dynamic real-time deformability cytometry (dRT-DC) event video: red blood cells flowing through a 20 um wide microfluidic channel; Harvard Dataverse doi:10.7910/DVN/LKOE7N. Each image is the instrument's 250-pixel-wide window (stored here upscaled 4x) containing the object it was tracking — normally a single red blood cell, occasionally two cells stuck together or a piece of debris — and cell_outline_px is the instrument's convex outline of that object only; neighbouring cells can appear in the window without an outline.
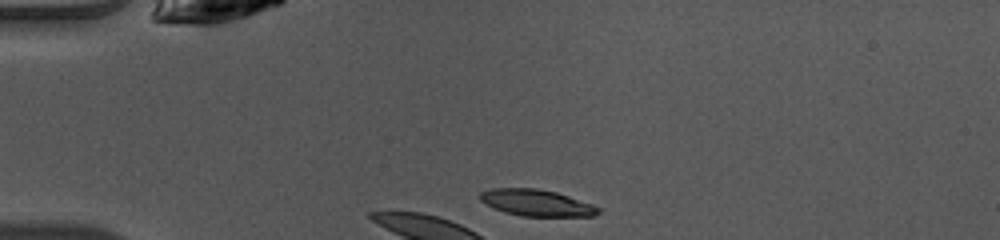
{"species": "common noctule bat (a hibernating species)", "species_latin": "Nyctalus noctula", "temperature_condition": "warm", "stored_images_in_passage": 32, "camera_frame_rate_fps": 3000, "um_per_image_px": 0.085, "animal": {"sex": "female", "body_mass_g": 10.0, "forearm_length_mm": 53.1}, "frame": {"image": 1, "passage_image": 1, "time_ms": 0.0, "image_size_px": [1000, 240], "cell_outline_px": [[600, 212], [592, 216], [524, 216], [504, 212], [484, 204], [480, 200], [480, 192], [492, 188], [536, 188], [556, 192], [592, 204], [600, 208]], "centroid_in_image_um": [45.58, 17.23], "position_along_channel_um": 39.4, "area_um2": 18.21}, "authors_computed_cell_mechanics": {"area_um2": 19.2185, "velocity_mm_per_s": 4.0565, "shape_relaxation_time_tau1_ms": 2.0197, "shape_relaxation_time_tau2_ms": 6.8861, "deformation_change_tau1": 0.1086, "deformation_change_tau2": 0.1505}}